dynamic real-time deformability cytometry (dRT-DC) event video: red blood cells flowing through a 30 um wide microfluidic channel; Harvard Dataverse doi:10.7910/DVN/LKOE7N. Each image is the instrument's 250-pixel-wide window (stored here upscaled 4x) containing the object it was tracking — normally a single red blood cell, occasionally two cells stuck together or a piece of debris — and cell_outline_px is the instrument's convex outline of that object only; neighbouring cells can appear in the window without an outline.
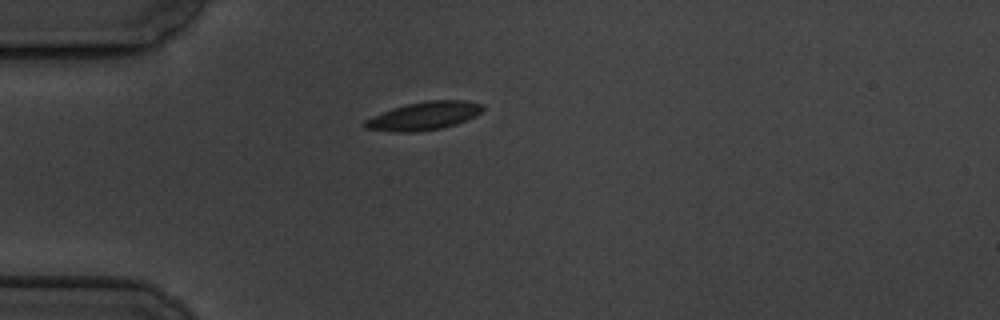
{"species": "common noctule bat (a hibernating species)", "species_latin": "Nyctalus noctula", "temperature_condition": "cold", "stored_images_in_passage": 5, "camera_frame_rate_fps": 3000, "um_per_image_px": 0.085, "animal": {"sex": "male", "body_mass_g": 19.5, "forearm_length_mm": 54.6}, "frame": {"image": 1, "passage_image": 1, "time_ms": 0.0, "image_size_px": [1000, 320], "cell_outline_px": [[484, 112], [476, 116], [456, 124], [440, 128], [416, 132], [396, 132], [364, 128], [364, 120], [372, 116], [392, 108], [408, 104], [428, 100], [464, 100], [484, 104]], "centroid_in_image_um": [36.07, 9.85], "position_along_channel_um": 48.9, "area_um2": 19.42}}
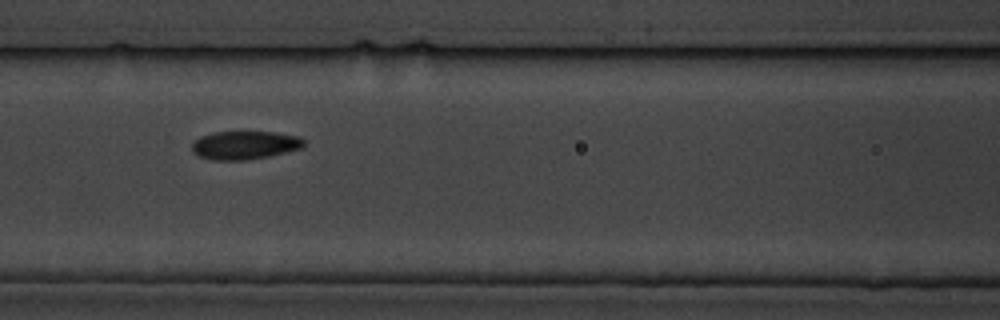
{"frame": {"image": 2, "passage_image": 4, "time_ms": 3.333, "image_size_px": [1000, 320], "cell_outline_px": [[304, 148], [268, 156], [244, 160], [212, 160], [200, 156], [192, 152], [192, 144], [200, 136], [212, 132], [276, 132], [300, 136], [304, 140]], "centroid_in_image_um": [20.82, 12.33], "position_along_channel_um": 145.8, "area_um2": 18.55}}
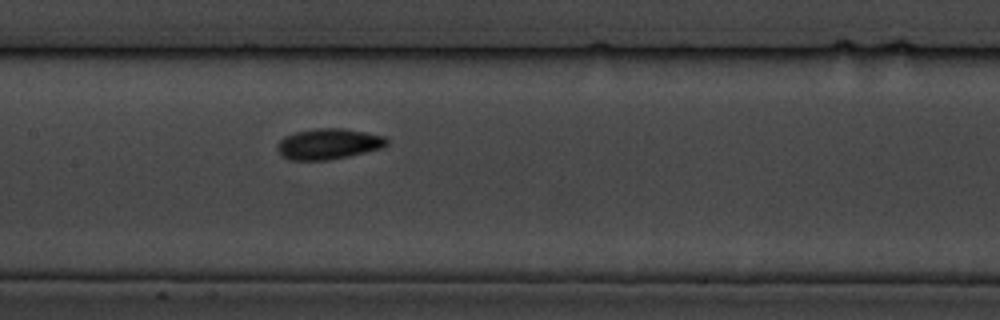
{"frame": {"image": 3, "passage_image": 5, "time_ms": 4.333, "image_size_px": [1000, 320], "cell_outline_px": [[388, 144], [384, 148], [348, 156], [328, 160], [288, 160], [280, 156], [276, 148], [276, 144], [284, 136], [296, 132], [316, 128], [340, 128], [364, 132], [384, 136], [388, 140]], "centroid_in_image_um": [27.89, 12.24], "position_along_channel_um": 179.5, "area_um2": 19.77}}